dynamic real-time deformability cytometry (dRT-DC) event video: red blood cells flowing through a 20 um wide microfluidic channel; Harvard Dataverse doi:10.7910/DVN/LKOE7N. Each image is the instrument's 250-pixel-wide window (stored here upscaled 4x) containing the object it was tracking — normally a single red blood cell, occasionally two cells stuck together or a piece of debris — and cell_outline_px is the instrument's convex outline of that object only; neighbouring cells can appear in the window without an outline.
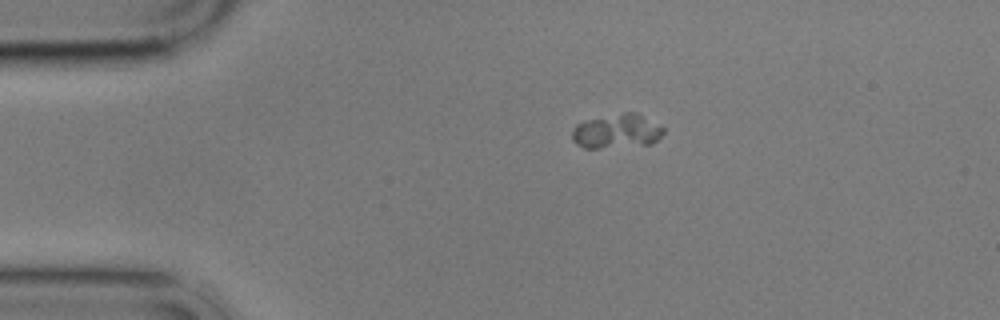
{"species": "common noctule bat (a hibernating species)", "species_latin": "Nyctalus noctula", "temperature_condition": "cold", "stored_images_in_passage": 3, "camera_frame_rate_fps": 3000, "um_per_image_px": 0.085, "animal": {"sex": "male", "body_mass_g": 17.9}, "frame": {"image": 1, "passage_image": 1, "time_ms": 0.0, "image_size_px": [1000, 320], "cell_outline_px": [[664, 132], [652, 144], [600, 148], [584, 148], [576, 144], [572, 140], [572, 128], [576, 124], [624, 112], [636, 112], [664, 128]], "centroid_in_image_um": [52.42, 11.17], "position_along_channel_um": 32.6, "area_um2": 17.92}}